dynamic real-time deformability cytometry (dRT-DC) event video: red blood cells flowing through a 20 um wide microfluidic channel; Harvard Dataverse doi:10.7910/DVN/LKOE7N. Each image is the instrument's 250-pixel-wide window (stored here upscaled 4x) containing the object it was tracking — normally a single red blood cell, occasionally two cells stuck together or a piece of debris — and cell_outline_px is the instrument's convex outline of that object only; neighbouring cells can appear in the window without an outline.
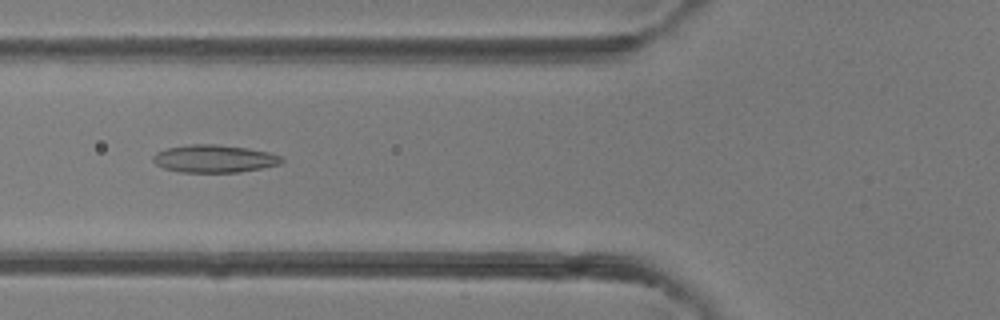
{"species": "common noctule bat (a hibernating species)", "species_latin": "Nyctalus noctula", "temperature_condition": "room temperature", "stored_images_in_passage": 3, "camera_frame_rate_fps": 3000, "um_per_image_px": 0.085, "animal": {"sex": "female"}, "frame": {"image": 1, "passage_image": 2, "time_ms": 1.0, "image_size_px": [1000, 320], "cell_outline_px": [[284, 160], [280, 164], [240, 172], [180, 172], [164, 168], [156, 164], [152, 160], [152, 156], [156, 152], [168, 148], [188, 144], [216, 144], [248, 148], [268, 152], [280, 156]], "centroid_in_image_um": [18.19, 13.48], "position_along_channel_um": 107.6, "area_um2": 20.69}}
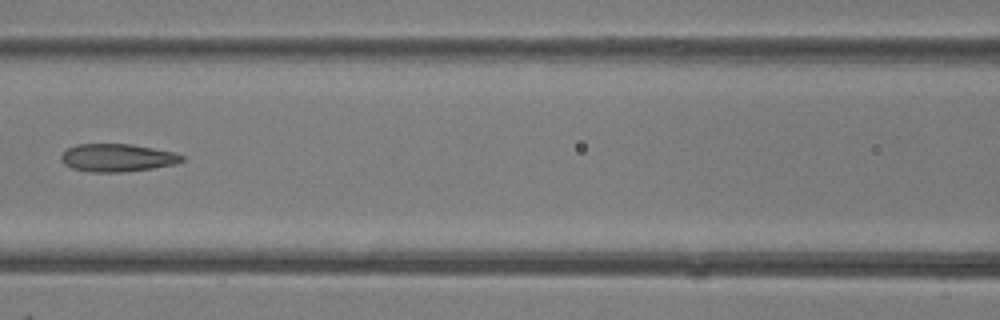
{"frame": {"image": 2, "passage_image": 3, "time_ms": 2.0, "image_size_px": [1000, 320], "cell_outline_px": [[184, 160], [176, 164], [152, 168], [120, 172], [88, 172], [72, 168], [64, 164], [60, 156], [68, 148], [76, 144], [132, 144], [172, 152], [184, 156]], "centroid_in_image_um": [9.95, 13.41], "position_along_channel_um": 156.6, "area_um2": 19.48}}